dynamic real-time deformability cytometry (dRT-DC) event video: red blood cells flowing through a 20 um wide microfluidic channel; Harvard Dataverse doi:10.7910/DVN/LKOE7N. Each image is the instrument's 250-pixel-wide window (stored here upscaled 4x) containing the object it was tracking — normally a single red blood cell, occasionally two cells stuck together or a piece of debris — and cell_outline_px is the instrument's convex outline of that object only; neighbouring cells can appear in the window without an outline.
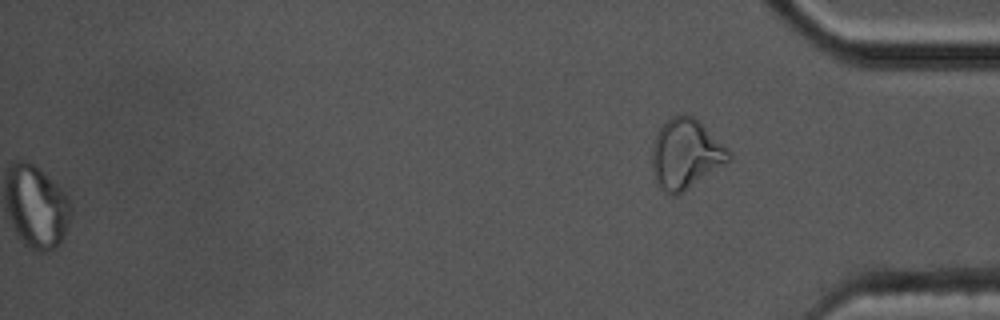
{"species": "common noctule bat (a hibernating species)", "species_latin": "Nyctalus noctula", "temperature_condition": "cold", "stored_images_in_passage": 47, "segment_of_instrument_passage": [2, 2], "camera_frame_rate_fps": 3000, "um_per_image_px": 0.085, "animal": {"sex": "male", "body_mass_g": 17.5, "forearm_length_mm": 52.3}, "frame": {"image": 1, "passage_image": 47, "time_ms": 15.333, "image_size_px": [1000, 320], "cell_outline_px": [[732, 156], [728, 160], [676, 196], [668, 196], [656, 184], [652, 164], [652, 144], [660, 128], [672, 116], [680, 112], [692, 116], [700, 120], [732, 152]], "centroid_in_image_um": [58.26, 13.06], "position_along_channel_um": 376.9, "area_um2": 31.1}}